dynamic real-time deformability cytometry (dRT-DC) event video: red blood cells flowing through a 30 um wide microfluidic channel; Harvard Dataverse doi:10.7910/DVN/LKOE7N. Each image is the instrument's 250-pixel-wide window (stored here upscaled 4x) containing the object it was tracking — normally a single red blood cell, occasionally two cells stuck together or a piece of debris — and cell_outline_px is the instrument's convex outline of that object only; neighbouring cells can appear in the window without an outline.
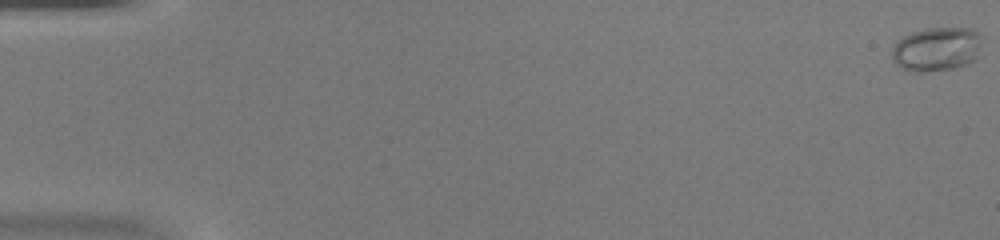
{"species": "common noctule bat (a hibernating species)", "species_latin": "Nyctalus noctula", "temperature_condition": "warm", "stored_images_in_passage": 51, "camera_frame_rate_fps": 3000, "um_per_image_px": 0.085, "animal": {"sex": "female", "body_mass_g": 20.0, "forearm_length_mm": 54.0}, "frame": {"image": 1, "passage_image": 1, "time_ms": 0.0, "image_size_px": [1000, 240], "cell_outline_px": [[984, 36], [980, 56], [968, 64], [956, 68], [924, 72], [912, 72], [900, 68], [892, 60], [892, 48], [904, 36], [912, 32], [924, 28], [972, 28]], "centroid_in_image_um": [79.68, 4.18], "position_along_channel_um": 5.3, "area_um2": 23.76}}
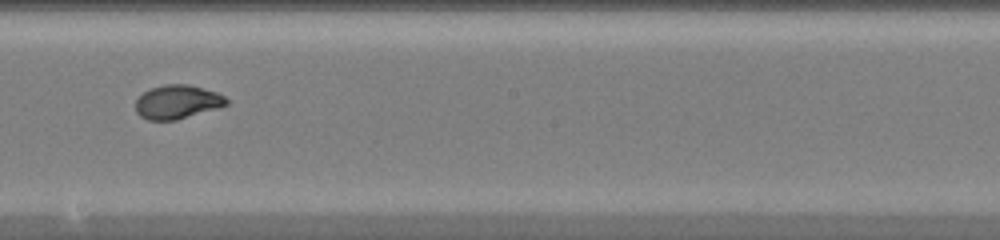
{"frame": {"image": 2, "passage_image": 30, "time_ms": 9.667, "image_size_px": [1000, 240], "cell_outline_px": [[228, 104], [220, 108], [176, 120], [148, 120], [140, 116], [136, 112], [136, 100], [144, 92], [152, 88], [164, 84], [188, 84], [216, 92], [224, 96], [228, 100]], "centroid_in_image_um": [15.09, 8.67], "position_along_channel_um": 233.1, "area_um2": 17.92}}
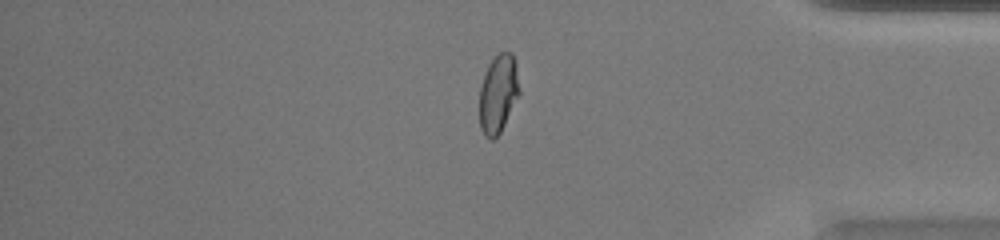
{"frame": {"image": 3, "passage_image": 43, "time_ms": 14.0, "image_size_px": [1000, 240], "cell_outline_px": [[520, 92], [500, 132], [492, 140], [484, 136], [480, 128], [480, 88], [488, 64], [500, 52], [512, 52], [516, 64]], "centroid_in_image_um": [42.35, 7.96], "position_along_channel_um": 392.9, "area_um2": 17.98}, "authors_computed_cell_mechanics": {"area_um2": 18.5538, "velocity_mm_per_s": 4.2003, "shape_relaxation_time_tau1_ms": 5.1537, "shape_relaxation_time_tau2_ms": null, "deformation_change_tau1": 0.2261, "deformation_change_tau2": null}}